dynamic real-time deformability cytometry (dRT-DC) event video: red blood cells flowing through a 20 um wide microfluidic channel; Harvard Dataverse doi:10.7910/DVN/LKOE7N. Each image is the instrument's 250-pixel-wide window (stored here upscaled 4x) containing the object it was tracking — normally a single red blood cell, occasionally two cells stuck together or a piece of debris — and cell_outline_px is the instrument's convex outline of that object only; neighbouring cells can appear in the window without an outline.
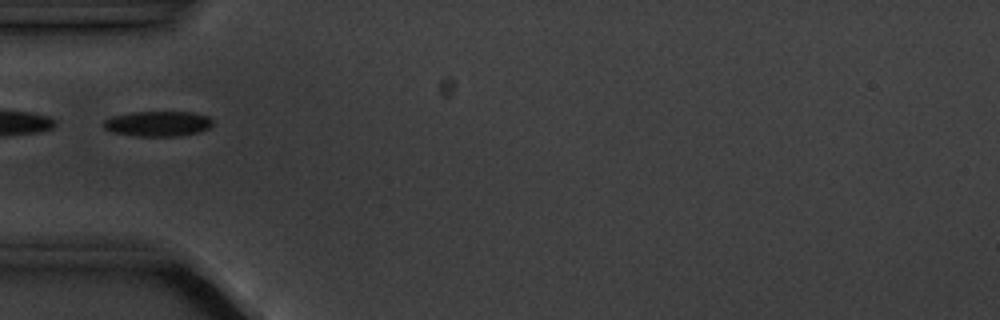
{"species": "common noctule bat (a hibernating species)", "species_latin": "Nyctalus noctula", "temperature_condition": "cold", "stored_images_in_passage": 4, "camera_frame_rate_fps": 3000, "um_per_image_px": 0.085, "animal": {"sex": "male", "body_mass_g": 20.1, "forearm_length_mm": 53.5}, "frame": {"image": 1, "passage_image": 1, "time_ms": 0.0, "image_size_px": [1000, 320], "cell_outline_px": [[212, 124], [208, 128], [200, 132], [180, 136], [136, 136], [112, 132], [104, 128], [104, 120], [112, 116], [132, 112], [192, 112], [208, 116], [212, 120]], "centroid_in_image_um": [13.42, 10.51], "position_along_channel_um": 71.6, "area_um2": 16.07}}
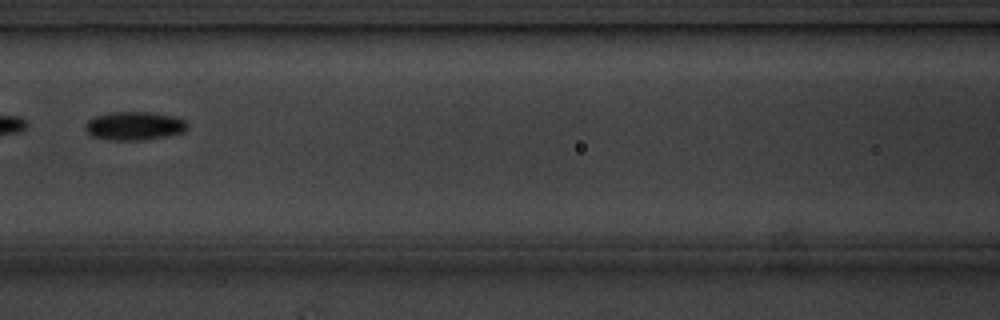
{"frame": {"image": 2, "passage_image": 3, "time_ms": 2.333, "image_size_px": [1000, 320], "cell_outline_px": [[188, 128], [184, 132], [164, 136], [140, 140], [112, 140], [92, 136], [84, 128], [84, 124], [88, 120], [96, 116], [116, 112], [152, 112], [172, 116], [184, 120], [188, 124]], "centroid_in_image_um": [11.42, 10.7], "position_along_channel_um": 155.2, "area_um2": 16.76}}